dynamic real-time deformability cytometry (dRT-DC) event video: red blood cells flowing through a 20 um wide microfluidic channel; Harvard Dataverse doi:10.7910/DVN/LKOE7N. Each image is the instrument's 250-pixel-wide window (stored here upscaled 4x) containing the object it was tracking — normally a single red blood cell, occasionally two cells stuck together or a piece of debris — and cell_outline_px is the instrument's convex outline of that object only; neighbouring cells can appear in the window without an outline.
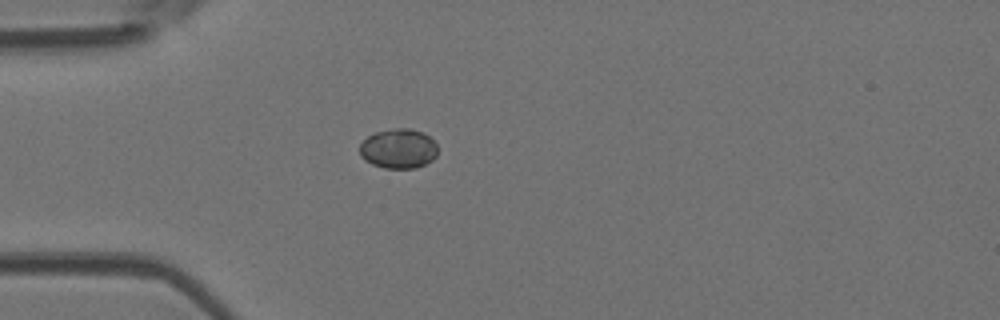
{"species": "Egyptian fruit bat (a non-hibernating species)", "species_latin": "Rousettus aegyptiacus", "temperature_condition": "room temperature", "stored_images_in_passage": 1, "camera_frame_rate_fps": 3000, "um_per_image_px": 0.085, "animal": {"sex": "female"}, "frame": {"image": 1, "passage_image": 1, "time_ms": 0.0, "image_size_px": [1000, 320], "cell_outline_px": [[436, 156], [432, 160], [416, 168], [384, 168], [372, 164], [364, 160], [360, 156], [360, 144], [368, 136], [376, 132], [396, 128], [408, 128], [424, 132], [436, 144]], "centroid_in_image_um": [33.85, 12.64], "position_along_channel_um": 51.1, "area_um2": 17.98}}